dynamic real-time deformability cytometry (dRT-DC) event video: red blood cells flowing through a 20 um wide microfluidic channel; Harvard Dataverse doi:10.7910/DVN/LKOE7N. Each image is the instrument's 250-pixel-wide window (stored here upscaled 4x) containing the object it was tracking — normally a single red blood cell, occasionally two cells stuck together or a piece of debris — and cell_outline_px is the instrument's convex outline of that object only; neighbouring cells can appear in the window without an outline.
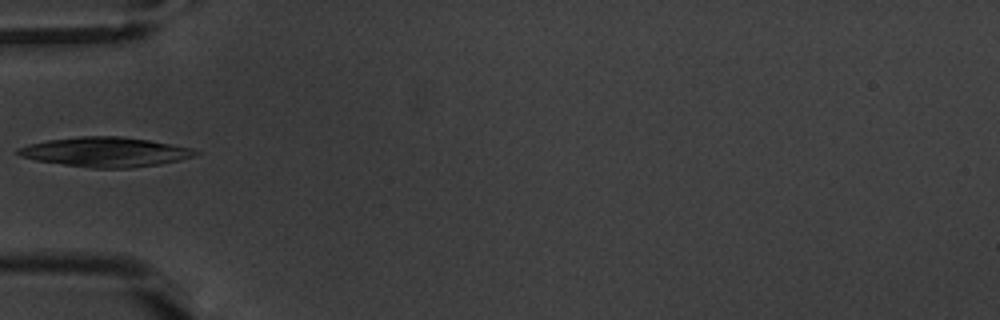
{"species": "common noctule bat (a hibernating species)", "species_latin": "Nyctalus noctula", "temperature_condition": "warm", "stored_images_in_passage": 3, "camera_frame_rate_fps": 3000, "um_per_image_px": 0.085, "animal": {"sex": "male", "body_mass_g": 20.1, "forearm_length_mm": 53.5}, "frame": {"image": 1, "passage_image": 1, "time_ms": 0.0, "image_size_px": [1000, 320], "cell_outline_px": [[200, 152], [192, 156], [180, 160], [160, 164], [128, 168], [92, 168], [36, 160], [20, 156], [12, 152], [16, 148], [28, 144], [48, 140], [80, 136], [120, 136], [148, 140], [192, 148]], "centroid_in_image_um": [8.9, 12.91], "position_along_channel_um": 76.1, "area_um2": 30.52}}